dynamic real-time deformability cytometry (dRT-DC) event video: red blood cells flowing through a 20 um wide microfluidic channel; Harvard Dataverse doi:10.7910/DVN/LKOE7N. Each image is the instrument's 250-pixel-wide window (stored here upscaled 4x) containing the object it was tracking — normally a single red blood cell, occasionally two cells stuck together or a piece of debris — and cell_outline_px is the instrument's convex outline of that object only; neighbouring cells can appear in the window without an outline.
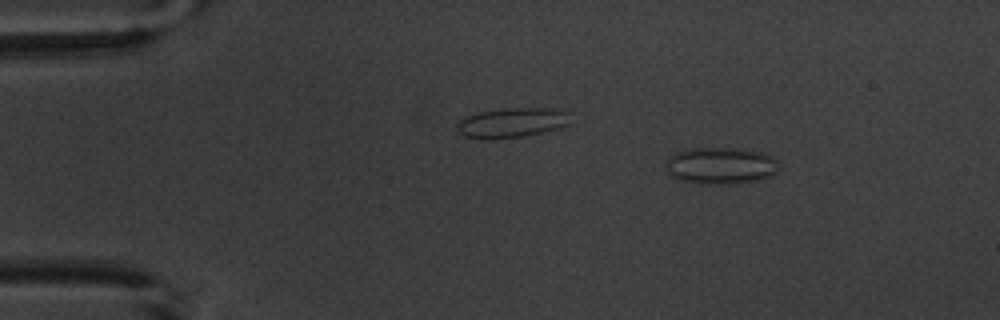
{"species": "common noctule bat (a hibernating species)", "species_latin": "Nyctalus noctula", "temperature_condition": "warm", "stored_images_in_passage": 12, "camera_frame_rate_fps": 3000, "um_per_image_px": 0.085, "animal": {"sex": "male", "body_mass_g": 20.1, "forearm_length_mm": 53.5}, "frame": {"image": 1, "passage_image": 3, "time_ms": 2.667, "image_size_px": [1000, 320], "cell_outline_px": [[780, 164], [776, 172], [772, 176], [760, 180], [732, 184], [704, 184], [676, 180], [668, 172], [668, 160], [676, 152], [688, 148], [740, 148], [764, 152], [772, 156]], "centroid_in_image_um": [61.32, 14.08], "position_along_channel_um": 23.7, "area_um2": 24.57}}
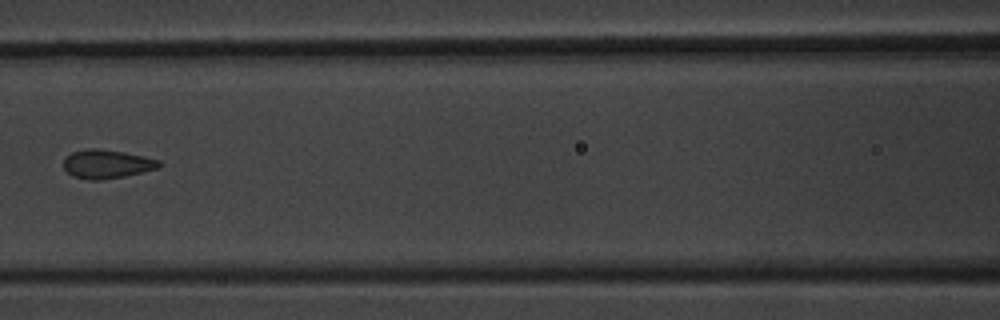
{"frame": {"image": 2, "passage_image": 8, "time_ms": 8.333, "image_size_px": [1000, 320], "cell_outline_px": [[164, 164], [160, 168], [124, 176], [100, 180], [88, 180], [72, 176], [64, 168], [64, 160], [72, 152], [88, 148], [96, 148], [124, 152], [144, 156], [160, 160]], "centroid_in_image_um": [9.12, 13.94], "position_along_channel_um": 157.5, "area_um2": 16.07}}
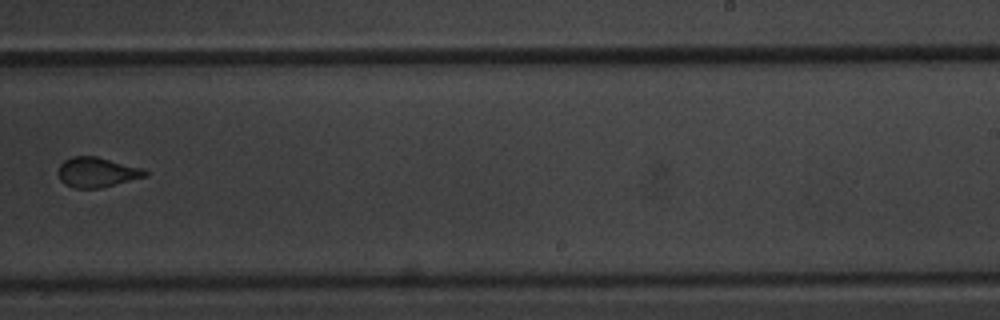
{"frame": {"image": 3, "passage_image": 11, "time_ms": 11.667, "image_size_px": [1000, 320], "cell_outline_px": [[148, 176], [100, 188], [76, 188], [64, 184], [60, 180], [60, 164], [64, 160], [72, 156], [96, 156], [140, 168], [148, 172]], "centroid_in_image_um": [8.23, 14.64], "position_along_channel_um": 280.8, "area_um2": 14.91}}